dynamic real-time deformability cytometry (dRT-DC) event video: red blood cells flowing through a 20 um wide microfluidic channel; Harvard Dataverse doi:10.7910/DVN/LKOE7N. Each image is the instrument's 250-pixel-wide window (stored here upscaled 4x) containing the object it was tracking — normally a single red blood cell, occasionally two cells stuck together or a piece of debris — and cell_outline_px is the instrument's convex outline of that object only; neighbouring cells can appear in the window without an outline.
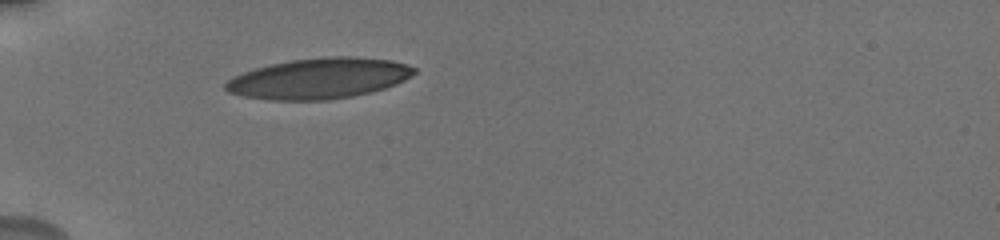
{"species": "human", "species_latin": "Homo sapiens", "temperature_condition": "cold", "stored_images_in_passage": 16, "camera_frame_rate_fps": 3000, "um_per_image_px": 0.085, "donor": {"sex": "male"}, "frame": {"image": 1, "passage_image": 1, "time_ms": 0.0, "image_size_px": [1000, 240], "cell_outline_px": [[416, 72], [412, 76], [396, 84], [384, 88], [352, 96], [328, 100], [272, 100], [244, 96], [228, 92], [224, 88], [224, 84], [232, 76], [256, 68], [272, 64], [292, 60], [328, 56], [356, 56], [392, 60], [416, 68]], "centroid_in_image_um": [27.12, 6.66], "position_along_channel_um": 57.9, "area_um2": 44.56}}
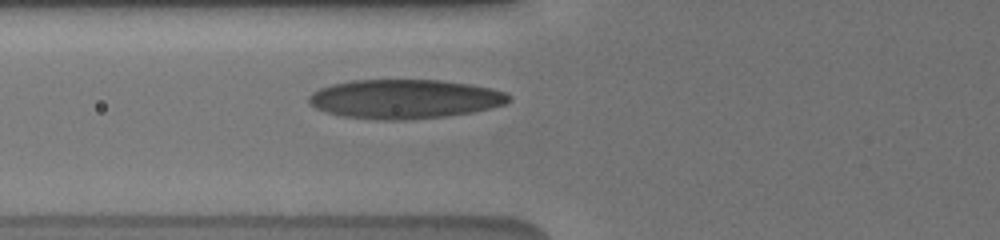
{"frame": {"image": 2, "passage_image": 6, "time_ms": 1.333, "image_size_px": [1000, 240], "cell_outline_px": [[512, 100], [504, 104], [492, 108], [472, 112], [444, 116], [404, 120], [380, 120], [344, 116], [328, 112], [316, 108], [308, 104], [308, 96], [312, 92], [320, 88], [332, 84], [352, 80], [440, 80], [468, 84], [492, 88], [504, 92], [512, 96]], "centroid_in_image_um": [34.4, 8.41], "position_along_channel_um": 91.4, "area_um2": 45.66}}
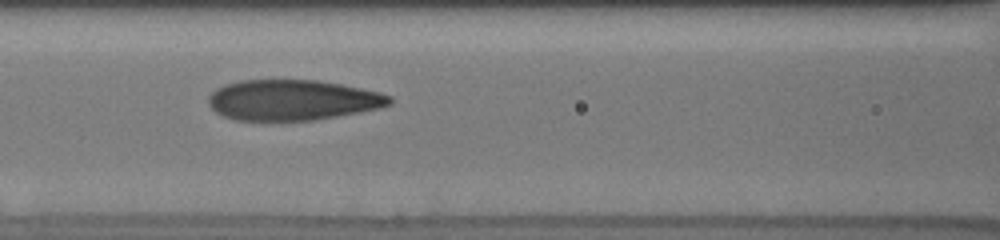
{"frame": {"image": 3, "passage_image": 12, "time_ms": 2.667, "image_size_px": [1000, 240], "cell_outline_px": [[392, 104], [376, 108], [316, 120], [236, 120], [224, 116], [216, 112], [208, 104], [208, 96], [216, 88], [224, 84], [240, 80], [316, 80], [340, 84], [380, 92], [392, 96]], "centroid_in_image_um": [24.83, 8.49], "position_along_channel_um": 141.8, "area_um2": 42.6}}